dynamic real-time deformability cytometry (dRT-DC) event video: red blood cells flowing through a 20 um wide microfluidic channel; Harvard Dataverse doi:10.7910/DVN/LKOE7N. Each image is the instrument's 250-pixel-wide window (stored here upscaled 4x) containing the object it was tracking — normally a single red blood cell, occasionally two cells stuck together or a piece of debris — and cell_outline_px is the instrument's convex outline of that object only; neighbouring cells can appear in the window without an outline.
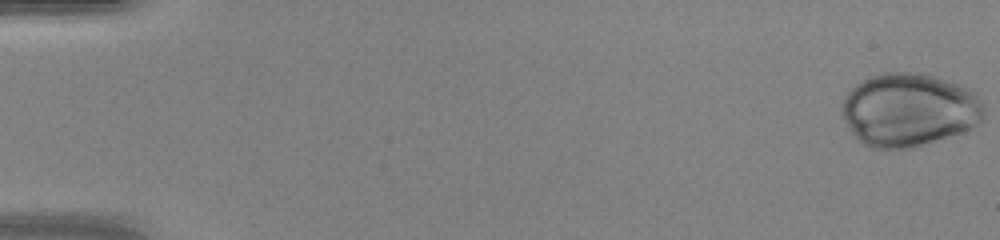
{"species": "human", "species_latin": "Homo sapiens", "temperature_condition": "warm", "stored_images_in_passage": 48, "camera_frame_rate_fps": 3000, "um_per_image_px": 0.085, "donor": {"sex": "female"}, "frame": {"image": 1, "passage_image": 1, "time_ms": 0.0, "image_size_px": [1000, 240], "cell_outline_px": [[984, 120], [980, 124], [972, 128], [912, 148], [868, 148], [848, 128], [840, 112], [840, 108], [844, 96], [864, 76], [880, 72], [924, 72], [960, 84], [968, 88], [984, 104]], "centroid_in_image_um": [77.24, 9.3], "position_along_channel_um": 7.8, "area_um2": 61.38}}
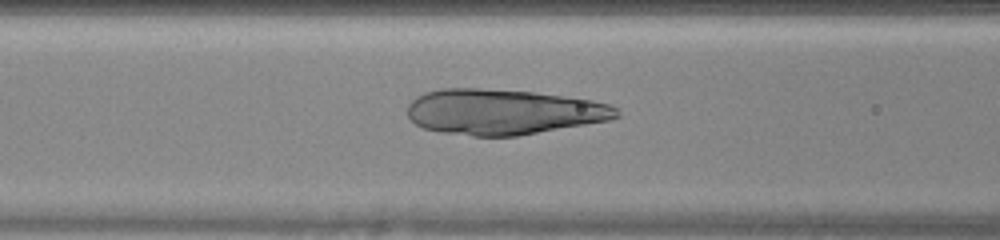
{"frame": {"image": 2, "passage_image": 21, "time_ms": 6.667, "image_size_px": [1000, 240], "cell_outline_px": [[620, 116], [608, 120], [516, 136], [472, 136], [444, 132], [424, 128], [416, 124], [408, 116], [408, 104], [416, 96], [424, 92], [440, 88], [476, 88], [532, 92], [564, 96], [592, 100], [608, 104], [616, 108], [620, 112]], "centroid_in_image_um": [42.74, 9.5], "position_along_channel_um": 123.9, "area_um2": 55.08}}
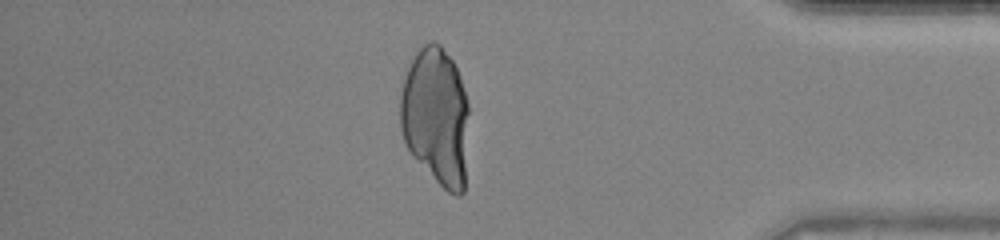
{"frame": {"image": 3, "passage_image": 42, "time_ms": 13.667, "image_size_px": [1000, 240], "cell_outline_px": [[468, 112], [464, 192], [460, 196], [456, 196], [448, 192], [412, 156], [404, 140], [400, 128], [400, 92], [404, 76], [412, 56], [424, 44], [432, 40], [440, 44], [452, 60], [460, 76], [468, 104]], "centroid_in_image_um": [37.03, 9.87], "position_along_channel_um": 398.2, "area_um2": 55.49}}